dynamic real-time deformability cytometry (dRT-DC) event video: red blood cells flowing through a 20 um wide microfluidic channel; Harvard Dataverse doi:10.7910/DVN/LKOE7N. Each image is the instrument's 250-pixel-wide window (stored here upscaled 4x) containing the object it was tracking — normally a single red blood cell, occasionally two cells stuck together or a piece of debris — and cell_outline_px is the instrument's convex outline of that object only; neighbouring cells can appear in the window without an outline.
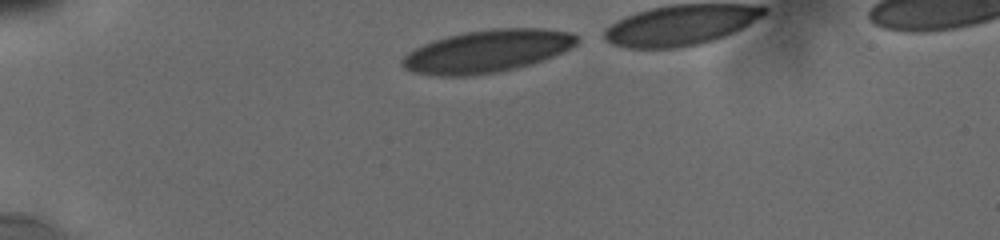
{"species": "human", "species_latin": "Homo sapiens", "temperature_condition": "cold", "stored_images_in_passage": 43, "camera_frame_rate_fps": 3000, "um_per_image_px": 0.085, "donor": {"sex": "male"}, "frame": {"image": 1, "passage_image": 1, "time_ms": 0.0, "image_size_px": [1000, 240], "cell_outline_px": [[580, 40], [572, 48], [564, 52], [544, 60], [532, 64], [500, 72], [472, 76], [436, 76], [412, 72], [404, 68], [400, 64], [400, 60], [408, 52], [432, 40], [464, 32], [492, 28], [540, 28], [572, 32], [580, 36]], "centroid_in_image_um": [41.44, 4.36], "position_along_channel_um": 43.6, "area_um2": 43.93}}
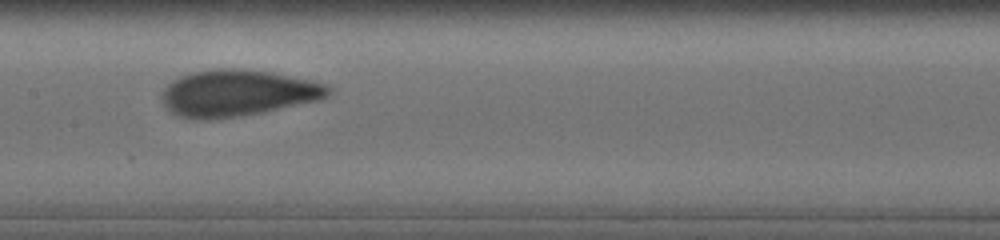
{"frame": {"image": 2, "passage_image": 19, "time_ms": 5.0, "image_size_px": [1000, 240], "cell_outline_px": [[332, 92], [328, 96], [320, 100], [264, 112], [240, 116], [208, 120], [192, 120], [176, 116], [160, 100], [160, 96], [164, 88], [172, 80], [180, 76], [192, 72], [212, 68], [240, 68], [272, 72], [328, 84], [332, 88]], "centroid_in_image_um": [20.18, 7.91], "position_along_channel_um": 187.2, "area_um2": 45.78}}
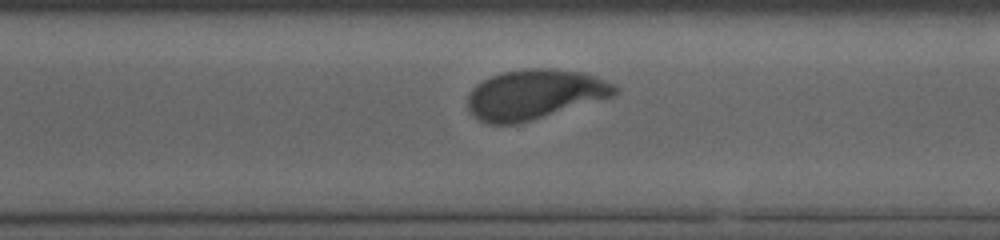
{"frame": {"image": 3, "passage_image": 38, "time_ms": 8.667, "image_size_px": [1000, 240], "cell_outline_px": [[620, 88], [612, 96], [516, 124], [488, 124], [476, 120], [472, 116], [468, 108], [468, 92], [476, 84], [500, 72], [524, 68], [552, 68], [584, 72], [616, 84]], "centroid_in_image_um": [45.39, 8.01], "position_along_channel_um": 325.2, "area_um2": 42.71}}